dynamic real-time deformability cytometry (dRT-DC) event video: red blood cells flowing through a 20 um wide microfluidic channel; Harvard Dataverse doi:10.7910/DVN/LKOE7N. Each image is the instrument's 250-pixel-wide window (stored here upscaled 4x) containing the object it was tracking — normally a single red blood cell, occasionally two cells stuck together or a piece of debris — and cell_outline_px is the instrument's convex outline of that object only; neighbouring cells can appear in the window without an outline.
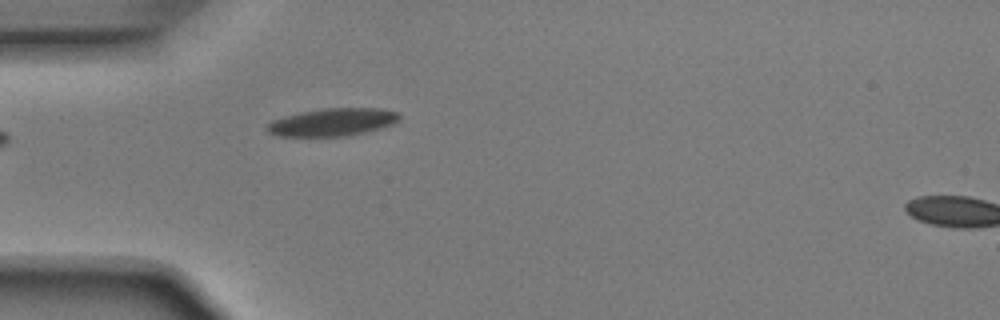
{"species": "Egyptian fruit bat (a non-hibernating species)", "species_latin": "Rousettus aegyptiacus", "temperature_condition": "room temperature", "stored_images_in_passage": 4, "segment_of_instrument_passage": [1, 2], "camera_frame_rate_fps": 3000, "um_per_image_px": 0.085, "animal": {"sex": "male"}, "frame": {"image": 1, "passage_image": 3, "time_ms": 0.667, "image_size_px": [1000, 320], "cell_outline_px": [[400, 120], [392, 124], [380, 128], [364, 132], [344, 136], [276, 136], [268, 132], [264, 128], [264, 124], [272, 120], [284, 116], [300, 112], [320, 108], [380, 108], [396, 112], [400, 116]], "centroid_in_image_um": [28.19, 10.38], "position_along_channel_um": 56.8, "area_um2": 21.5}}